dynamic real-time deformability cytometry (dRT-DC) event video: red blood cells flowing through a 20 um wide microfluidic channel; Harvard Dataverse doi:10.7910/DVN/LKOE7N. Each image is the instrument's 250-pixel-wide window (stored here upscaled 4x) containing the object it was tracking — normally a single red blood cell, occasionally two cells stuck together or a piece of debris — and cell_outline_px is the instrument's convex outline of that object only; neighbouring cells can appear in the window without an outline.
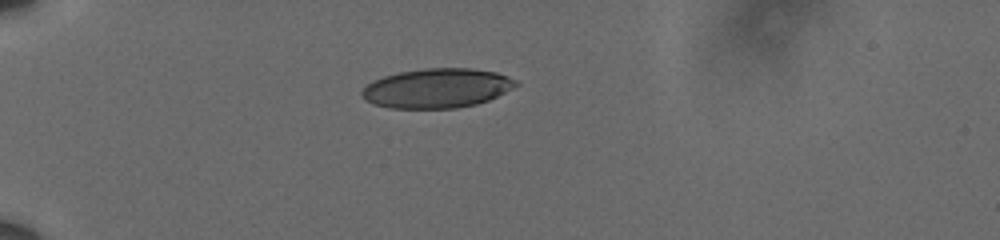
{"species": "human", "species_latin": "Homo sapiens", "temperature_condition": "cold", "stored_images_in_passage": 42, "camera_frame_rate_fps": 3000, "um_per_image_px": 0.085, "donor": {"sex": "male"}, "frame": {"image": 1, "passage_image": 1, "time_ms": 0.0, "image_size_px": [1000, 240], "cell_outline_px": [[520, 84], [488, 100], [476, 104], [456, 108], [392, 108], [372, 104], [364, 100], [360, 96], [360, 92], [372, 80], [384, 76], [400, 72], [424, 68], [472, 68], [496, 72], [516, 80]], "centroid_in_image_um": [37.11, 7.49], "position_along_channel_um": 47.9, "area_um2": 35.43}}
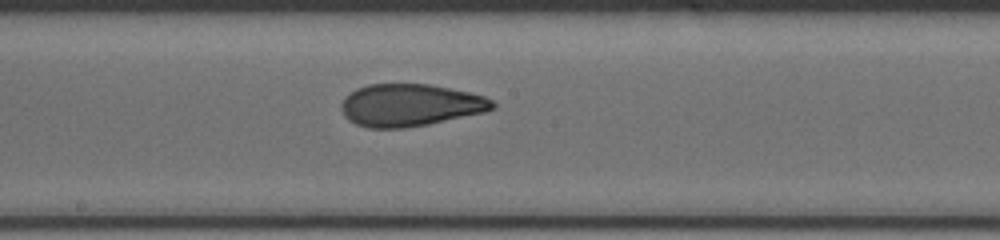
{"frame": {"image": 2, "passage_image": 18, "time_ms": 5.667, "image_size_px": [1000, 240], "cell_outline_px": [[496, 108], [484, 112], [428, 124], [404, 128], [368, 128], [356, 124], [348, 120], [344, 116], [340, 108], [340, 104], [344, 96], [356, 88], [368, 84], [428, 84], [468, 92], [484, 96], [492, 100], [496, 104]], "centroid_in_image_um": [34.82, 8.94], "position_along_channel_um": 213.4, "area_um2": 37.4}}
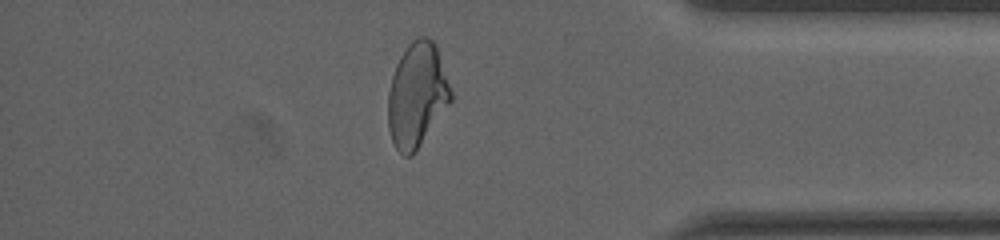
{"frame": {"image": 3, "passage_image": 35, "time_ms": 11.333, "image_size_px": [1000, 240], "cell_outline_px": [[452, 100], [416, 152], [412, 156], [404, 156], [396, 148], [392, 140], [388, 128], [388, 92], [392, 76], [396, 64], [400, 56], [408, 44], [412, 40], [420, 36], [428, 36], [436, 44], [452, 92]], "centroid_in_image_um": [35.44, 8.07], "position_along_channel_um": 399.8, "area_um2": 38.32}, "authors_computed_cell_mechanics": {"area_um2": 37.7145, "velocity_mm_per_s": 3.62, "shape_relaxation_time_tau1_ms": 8.3619, "shape_relaxation_time_tau2_ms": 1.3502, "deformation_change_tau1": 0.2255, "deformation_change_tau2": 0.0807}}